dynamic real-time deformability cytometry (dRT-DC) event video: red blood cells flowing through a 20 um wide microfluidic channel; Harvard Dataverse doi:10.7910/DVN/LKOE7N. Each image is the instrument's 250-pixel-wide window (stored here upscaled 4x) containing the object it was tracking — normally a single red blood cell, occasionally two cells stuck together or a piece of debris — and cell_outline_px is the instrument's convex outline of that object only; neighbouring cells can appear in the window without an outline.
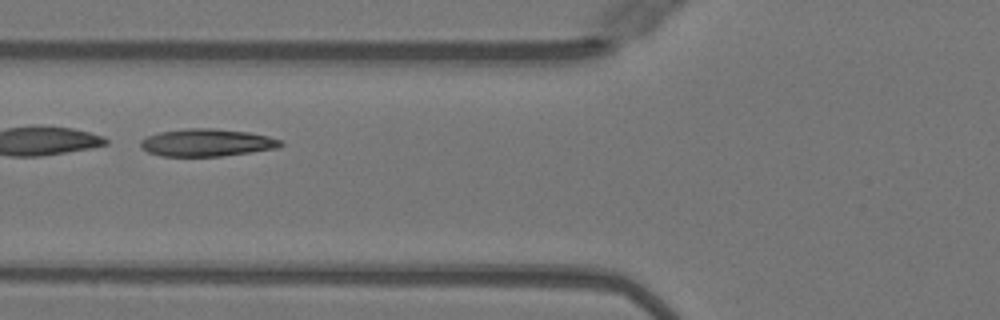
{"species": "Egyptian fruit bat (a non-hibernating species)", "species_latin": "Rousettus aegyptiacus", "temperature_condition": "warm", "stored_images_in_passage": 48, "camera_frame_rate_fps": 3000, "um_per_image_px": 0.085, "animal": {"sex": "female"}, "frame": {"image": 1, "passage_image": 18, "time_ms": 5.667, "image_size_px": [1000, 320], "cell_outline_px": [[284, 144], [280, 148], [220, 156], [160, 156], [148, 152], [140, 148], [140, 140], [148, 136], [160, 132], [188, 128], [212, 128], [248, 132], [268, 136], [280, 140]], "centroid_in_image_um": [17.57, 12.12], "position_along_channel_um": 108.2, "area_um2": 22.43}}
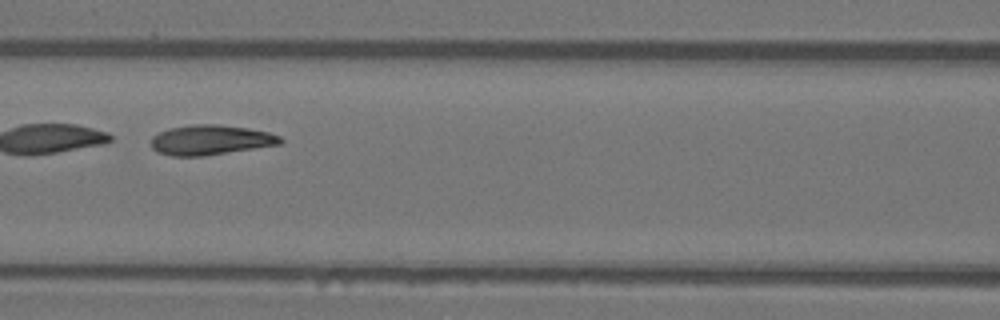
{"frame": {"image": 2, "passage_image": 21, "time_ms": 6.667, "image_size_px": [1000, 320], "cell_outline_px": [[284, 140], [280, 144], [204, 156], [172, 156], [156, 152], [152, 148], [152, 136], [168, 128], [192, 124], [220, 124], [248, 128], [268, 132], [280, 136]], "centroid_in_image_um": [17.88, 11.89], "position_along_channel_um": 148.7, "area_um2": 22.6}, "authors_computed_cell_mechanics": {"area_um2": 23.7269, "velocity_mm_per_s": 4.0194, "shape_relaxation_time_tau1_ms": 1.2309, "shape_relaxation_time_tau2_ms": 1.3177, "deformation_change_tau1": 0.2486, "deformation_change_tau2": 0.0837}}